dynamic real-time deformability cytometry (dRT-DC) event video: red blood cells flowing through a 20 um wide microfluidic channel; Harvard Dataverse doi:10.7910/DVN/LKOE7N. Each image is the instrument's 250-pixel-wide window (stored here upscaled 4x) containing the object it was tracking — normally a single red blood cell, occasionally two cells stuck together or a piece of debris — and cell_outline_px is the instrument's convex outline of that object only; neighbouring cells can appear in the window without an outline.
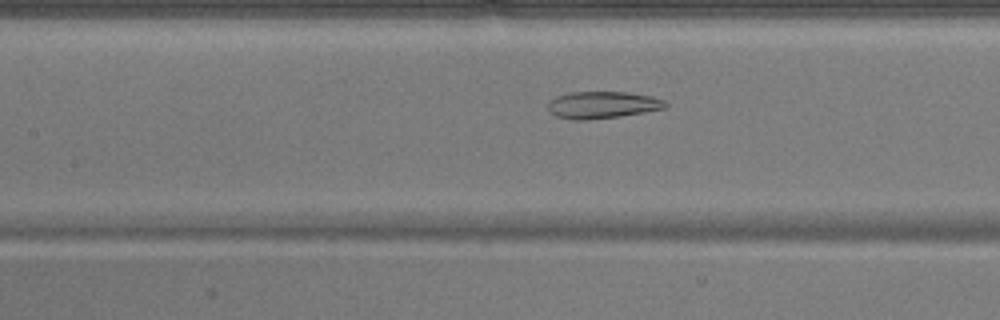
{"species": "common noctule bat (a hibernating species)", "species_latin": "Nyctalus noctula", "temperature_condition": "warm", "stored_images_in_passage": 13, "camera_frame_rate_fps": 3000, "um_per_image_px": 0.085, "animal": {"sex": "male", "body_mass_g": 17.9}, "frame": {"image": 1, "passage_image": 9, "time_ms": 2.667, "image_size_px": [1000, 320], "cell_outline_px": [[668, 104], [664, 108], [644, 112], [620, 116], [588, 120], [576, 120], [556, 116], [548, 112], [548, 100], [556, 96], [572, 92], [628, 92], [652, 96], [664, 100]], "centroid_in_image_um": [51.17, 8.91], "position_along_channel_um": 156.2, "area_um2": 18.55}}